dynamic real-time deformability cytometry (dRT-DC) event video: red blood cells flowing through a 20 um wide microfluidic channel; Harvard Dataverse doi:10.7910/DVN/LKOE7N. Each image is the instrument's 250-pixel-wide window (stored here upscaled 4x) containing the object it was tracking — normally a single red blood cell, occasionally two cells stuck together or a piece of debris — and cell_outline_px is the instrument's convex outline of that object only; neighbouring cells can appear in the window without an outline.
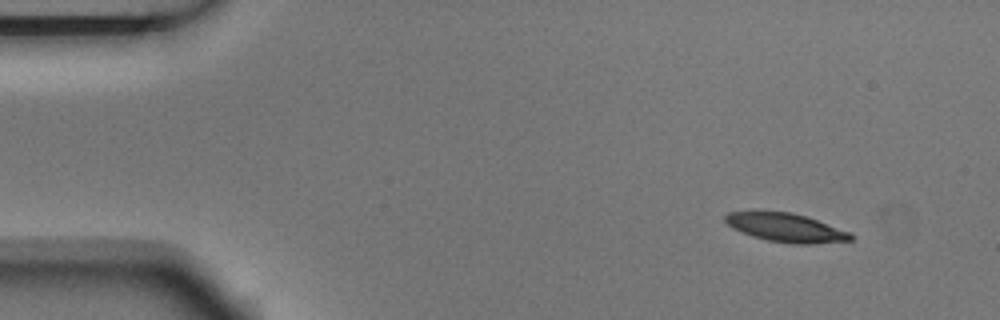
{"species": "Egyptian fruit bat (a non-hibernating species)", "species_latin": "Rousettus aegyptiacus", "temperature_condition": "room temperature", "stored_images_in_passage": 3, "segment_of_instrument_passage": [1, 2], "camera_frame_rate_fps": 3000, "um_per_image_px": 0.085, "animal": {"sex": "male"}, "frame": {"image": 1, "passage_image": 1, "time_ms": 0.0, "image_size_px": [1000, 320], "cell_outline_px": [[852, 240], [812, 244], [792, 244], [768, 240], [752, 236], [732, 228], [724, 220], [724, 216], [728, 212], [792, 212], [808, 216], [852, 232]], "centroid_in_image_um": [66.85, 19.35], "position_along_channel_um": 18.2, "area_um2": 20.98}}
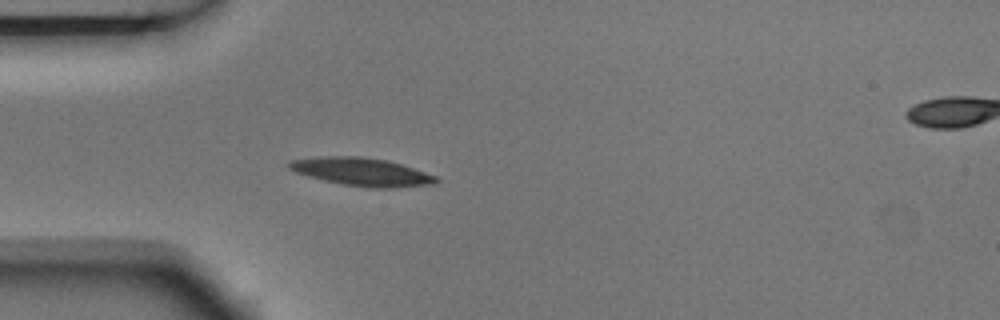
{"frame": {"image": 2, "passage_image": 2, "time_ms": 0.333, "image_size_px": [1000, 320], "cell_outline_px": [[440, 180], [436, 184], [392, 188], [368, 188], [344, 184], [324, 180], [308, 176], [296, 172], [288, 168], [288, 160], [320, 156], [360, 156], [388, 160], [436, 176]], "centroid_in_image_um": [30.74, 14.6], "position_along_channel_um": 54.3, "area_um2": 24.04}}